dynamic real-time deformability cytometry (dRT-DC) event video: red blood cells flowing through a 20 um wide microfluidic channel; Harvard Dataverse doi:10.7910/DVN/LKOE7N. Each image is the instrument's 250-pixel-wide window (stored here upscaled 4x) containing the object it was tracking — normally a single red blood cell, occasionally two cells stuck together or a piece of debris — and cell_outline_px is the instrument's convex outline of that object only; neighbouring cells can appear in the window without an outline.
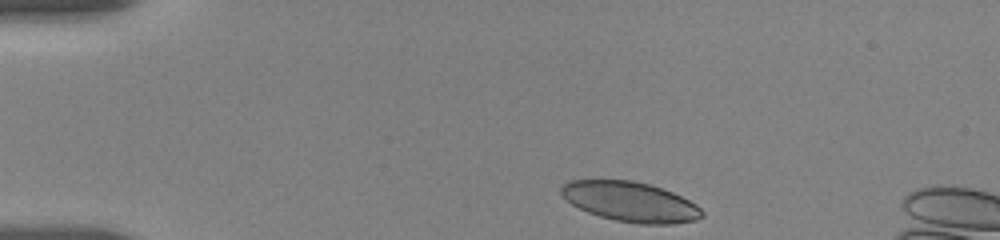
{"species": "human", "species_latin": "Homo sapiens", "temperature_condition": "room temperature", "stored_images_in_passage": 30, "camera_frame_rate_fps": 3000, "um_per_image_px": 0.085, "donor": {"sex": "female"}, "frame": {"image": 1, "passage_image": 1, "time_ms": 0.0, "image_size_px": [1000, 240], "cell_outline_px": [[704, 216], [696, 220], [672, 224], [640, 224], [616, 220], [600, 216], [588, 212], [572, 204], [560, 196], [560, 188], [568, 180], [632, 180], [652, 184], [672, 192], [696, 204], [704, 212]], "centroid_in_image_um": [53.58, 17.14], "position_along_channel_um": 31.4, "area_um2": 32.83}}
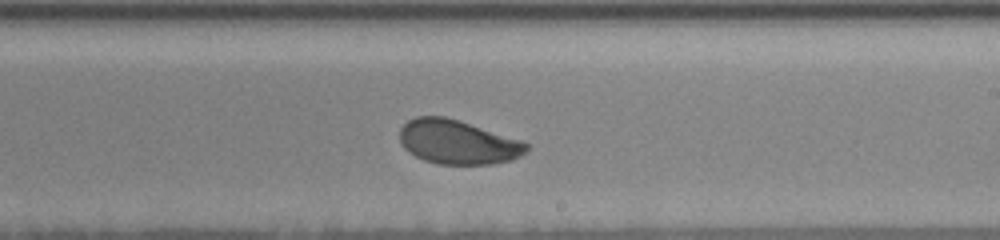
{"frame": {"image": 2, "passage_image": 16, "time_ms": 7.667, "image_size_px": [1000, 240], "cell_outline_px": [[528, 148], [520, 156], [512, 160], [492, 164], [436, 164], [424, 160], [408, 152], [404, 148], [400, 140], [400, 128], [408, 120], [416, 116], [444, 116], [520, 140], [528, 144]], "centroid_in_image_um": [38.86, 12.09], "position_along_channel_um": 250.1, "area_um2": 32.31}}
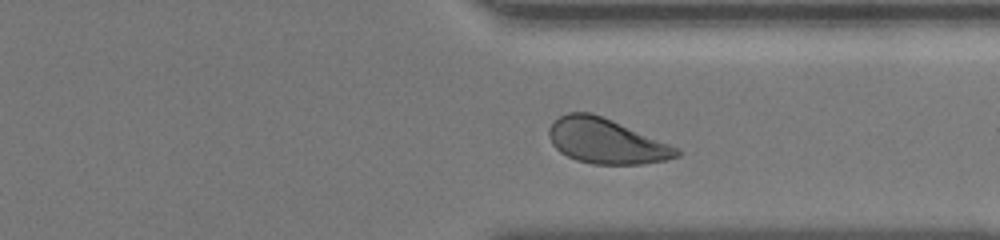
{"frame": {"image": 3, "passage_image": 25, "time_ms": 10.667, "image_size_px": [1000, 240], "cell_outline_px": [[684, 152], [680, 156], [664, 160], [640, 164], [592, 164], [576, 160], [560, 152], [552, 144], [548, 136], [548, 128], [560, 116], [568, 112], [592, 112], [612, 120], [680, 148]], "centroid_in_image_um": [51.54, 12.0], "position_along_channel_um": 359.9, "area_um2": 33.52}, "authors_computed_cell_mechanics": {"area_um2": 33.3506, "velocity_mm_per_s": 3.6427, "shape_relaxation_time_tau1_ms": 2.8166, "shape_relaxation_time_tau2_ms": 2.3344, "deformation_change_tau1": 0.0903, "deformation_change_tau2": 0.0665}}